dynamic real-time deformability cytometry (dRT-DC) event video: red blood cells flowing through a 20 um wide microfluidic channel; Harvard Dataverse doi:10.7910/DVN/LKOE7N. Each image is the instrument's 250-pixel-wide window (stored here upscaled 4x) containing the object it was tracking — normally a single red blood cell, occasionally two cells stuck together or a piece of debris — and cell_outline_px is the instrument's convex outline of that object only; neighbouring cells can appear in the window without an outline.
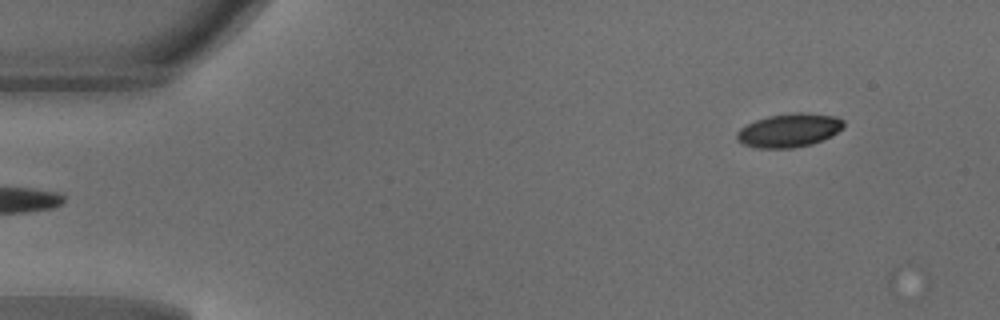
{"species": "common noctule bat (a hibernating species)", "species_latin": "Nyctalus noctula", "temperature_condition": "warm", "stored_images_in_passage": 3, "camera_frame_rate_fps": 3000, "um_per_image_px": 0.085, "animal": {"sex": "male", "body_mass_g": 18.8}, "frame": {"image": 1, "passage_image": 2, "time_ms": 0.333, "image_size_px": [1000, 320], "cell_outline_px": [[844, 128], [832, 136], [812, 144], [792, 148], [756, 148], [744, 144], [736, 140], [736, 132], [740, 128], [756, 120], [768, 116], [792, 112], [804, 112], [836, 116], [844, 120]], "centroid_in_image_um": [67.1, 11.07], "position_along_channel_um": 17.9, "area_um2": 21.15}}